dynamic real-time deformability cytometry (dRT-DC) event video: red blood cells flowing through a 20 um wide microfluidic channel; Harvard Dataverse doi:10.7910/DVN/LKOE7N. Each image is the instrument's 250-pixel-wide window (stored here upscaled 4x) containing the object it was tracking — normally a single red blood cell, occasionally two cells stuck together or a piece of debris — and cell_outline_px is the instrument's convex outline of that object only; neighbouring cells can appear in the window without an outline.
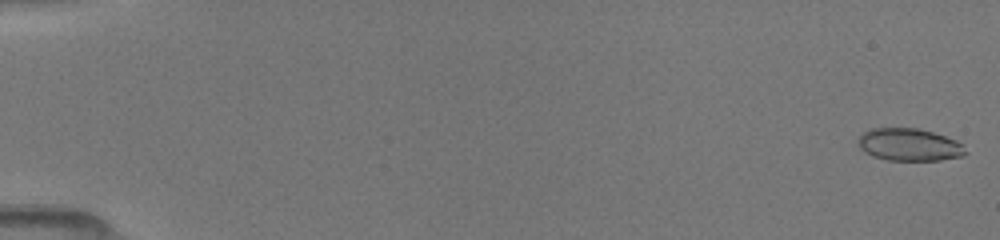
{"species": "common noctule bat (a hibernating species)", "species_latin": "Nyctalus noctula", "temperature_condition": "room temperature", "stored_images_in_passage": 41, "camera_frame_rate_fps": 3000, "um_per_image_px": 0.085, "animal": {"sex": "female", "body_mass_g": 19.5, "forearm_length_mm": 54.1}, "frame": {"image": 1, "passage_image": 1, "time_ms": 0.0, "image_size_px": [1000, 240], "cell_outline_px": [[968, 152], [964, 156], [940, 160], [888, 160], [872, 156], [864, 152], [860, 148], [856, 140], [868, 128], [916, 128], [932, 132], [956, 140]], "centroid_in_image_um": [77.25, 12.3], "position_along_channel_um": 7.7, "area_um2": 20.35}}
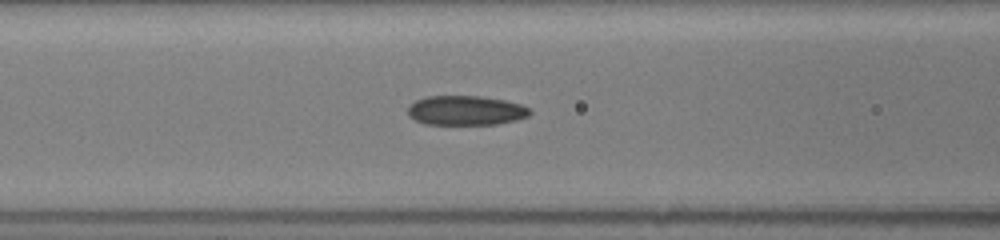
{"frame": {"image": 2, "passage_image": 18, "time_ms": 7.0, "image_size_px": [1000, 240], "cell_outline_px": [[532, 112], [528, 116], [516, 120], [496, 124], [424, 124], [408, 116], [408, 108], [416, 100], [424, 96], [480, 96], [504, 100], [520, 104], [528, 108]], "centroid_in_image_um": [39.58, 9.39], "position_along_channel_um": 127.0, "area_um2": 20.92}}
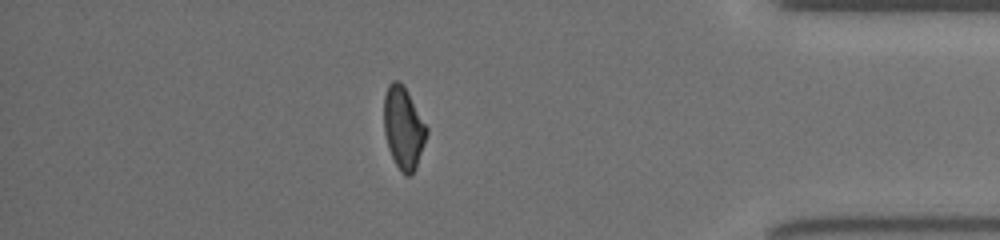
{"frame": {"image": 3, "passage_image": 36, "time_ms": 14.333, "image_size_px": [1000, 240], "cell_outline_px": [[428, 132], [416, 168], [408, 176], [404, 176], [396, 164], [388, 148], [384, 132], [384, 96], [388, 84], [392, 80], [400, 80], [404, 84], [428, 128]], "centroid_in_image_um": [34.29, 10.83], "position_along_channel_um": 400.9, "area_um2": 20.58}}